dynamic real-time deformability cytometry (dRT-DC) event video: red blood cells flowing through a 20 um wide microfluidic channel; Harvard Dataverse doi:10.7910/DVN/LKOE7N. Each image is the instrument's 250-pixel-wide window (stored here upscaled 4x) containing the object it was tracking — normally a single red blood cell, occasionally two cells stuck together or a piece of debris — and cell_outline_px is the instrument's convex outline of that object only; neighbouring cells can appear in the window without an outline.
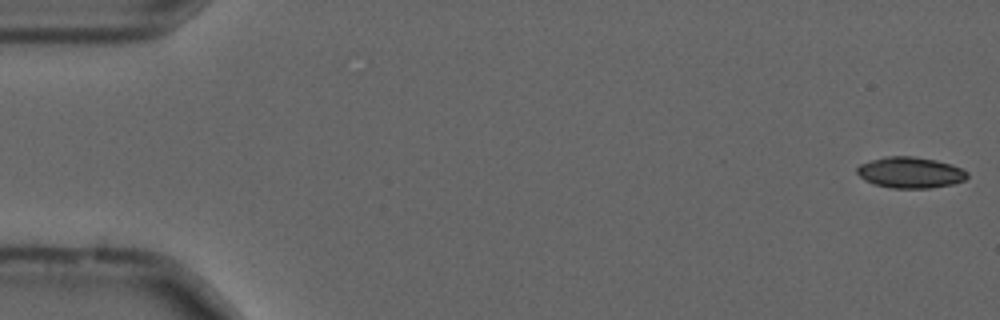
{"species": "common noctule bat (a hibernating species)", "species_latin": "Nyctalus noctula", "temperature_condition": "cold", "stored_images_in_passage": 12, "camera_frame_rate_fps": 3000, "um_per_image_px": 0.085, "animal": {"sex": "male", "forearm_length_mm": 52.5}, "frame": {"image": 1, "passage_image": 1, "time_ms": 0.0, "image_size_px": [1000, 320], "cell_outline_px": [[968, 176], [964, 180], [952, 184], [928, 188], [892, 188], [872, 184], [864, 180], [856, 172], [856, 168], [860, 164], [884, 156], [912, 156], [936, 160], [952, 164], [968, 172]], "centroid_in_image_um": [77.35, 14.66], "position_along_channel_um": 7.6, "area_um2": 20.0}}